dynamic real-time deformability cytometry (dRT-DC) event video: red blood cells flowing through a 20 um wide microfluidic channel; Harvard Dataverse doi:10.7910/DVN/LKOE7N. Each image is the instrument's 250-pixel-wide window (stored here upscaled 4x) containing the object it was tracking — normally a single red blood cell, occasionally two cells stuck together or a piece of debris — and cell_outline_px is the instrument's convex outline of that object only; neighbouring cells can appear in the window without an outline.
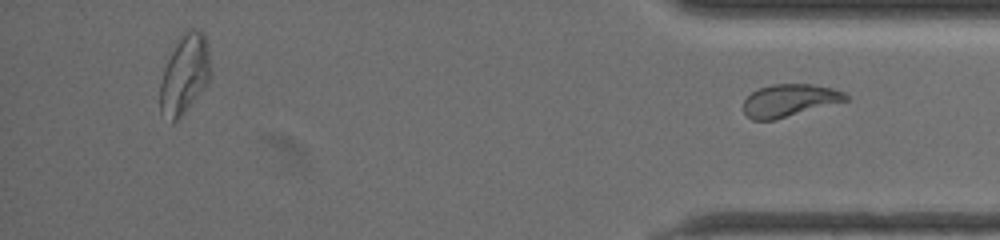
{"species": "common noctule bat (a hibernating species)", "species_latin": "Nyctalus noctula", "temperature_condition": "warm", "stored_images_in_passage": 54, "segment_of_instrument_passage": [2, 2], "camera_frame_rate_fps": 3000, "um_per_image_px": 0.085, "animal": {"sex": "female", "body_mass_g": 19.5, "forearm_length_mm": 54.1}, "frame": {"image": 1, "passage_image": 54, "time_ms": 17.667, "image_size_px": [1000, 240], "cell_outline_px": [[848, 100], [776, 120], [752, 120], [744, 112], [744, 100], [752, 92], [760, 88], [772, 84], [812, 84], [832, 88], [844, 92], [848, 96]], "centroid_in_image_um": [67.1, 8.54], "position_along_channel_um": 368.1, "area_um2": 19.31}}